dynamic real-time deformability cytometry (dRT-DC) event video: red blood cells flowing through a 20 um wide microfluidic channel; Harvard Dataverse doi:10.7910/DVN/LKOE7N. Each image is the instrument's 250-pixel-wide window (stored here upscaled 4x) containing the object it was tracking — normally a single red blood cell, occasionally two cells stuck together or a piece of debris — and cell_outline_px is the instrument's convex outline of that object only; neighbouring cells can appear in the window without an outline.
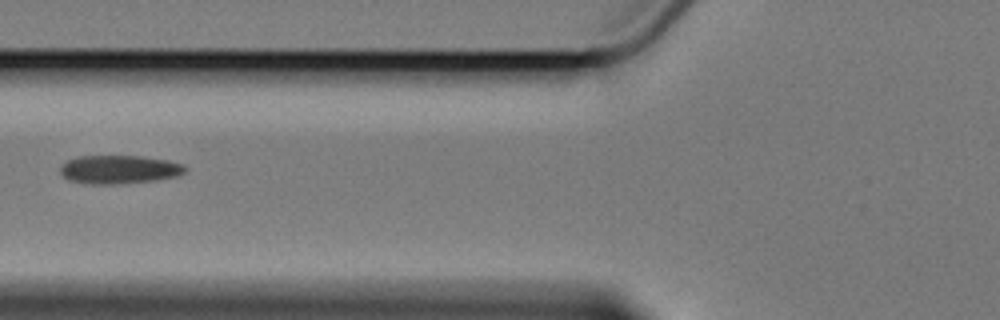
{"species": "Egyptian fruit bat (a non-hibernating species)", "species_latin": "Rousettus aegyptiacus", "temperature_condition": "cold", "stored_images_in_passage": 2, "camera_frame_rate_fps": 3000, "um_per_image_px": 0.085, "animal": {"sex": "female"}, "frame": {"image": 1, "passage_image": 2, "time_ms": 1.333, "image_size_px": [1000, 320], "cell_outline_px": [[184, 172], [176, 176], [156, 180], [112, 184], [92, 184], [68, 180], [60, 172], [60, 168], [68, 160], [76, 156], [140, 156], [168, 160], [180, 164], [184, 168]], "centroid_in_image_um": [10.08, 14.4], "position_along_channel_um": 115.7, "area_um2": 20.4}}